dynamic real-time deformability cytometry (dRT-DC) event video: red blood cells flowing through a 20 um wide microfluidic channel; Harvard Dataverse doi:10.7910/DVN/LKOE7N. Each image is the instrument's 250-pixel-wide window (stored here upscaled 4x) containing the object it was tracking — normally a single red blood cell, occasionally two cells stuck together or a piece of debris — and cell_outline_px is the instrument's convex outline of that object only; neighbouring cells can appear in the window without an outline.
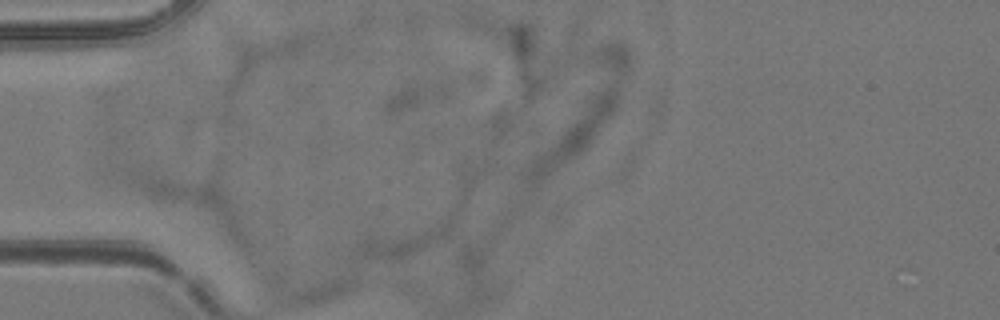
{"species": "common noctule bat (a hibernating species)", "species_latin": "Nyctalus noctula", "temperature_condition": "room temperature", "stored_images_in_passage": 2, "camera_frame_rate_fps": 3000, "um_per_image_px": 0.085, "animal": {"sex": "female", "body_mass_g": 24.6, "forearm_length_mm": 56.2}, "frame": {"image": 1, "passage_image": 1, "time_ms": 0.0, "image_size_px": [1000, 320], "cell_outline_px": [[348, 284], [316, 300], [292, 304], [272, 304], [268, 284], [276, 276], [348, 280]], "centroid_in_image_um": [25.64, 24.57], "position_along_channel_um": 59.4, "area_um2": 11.5}}